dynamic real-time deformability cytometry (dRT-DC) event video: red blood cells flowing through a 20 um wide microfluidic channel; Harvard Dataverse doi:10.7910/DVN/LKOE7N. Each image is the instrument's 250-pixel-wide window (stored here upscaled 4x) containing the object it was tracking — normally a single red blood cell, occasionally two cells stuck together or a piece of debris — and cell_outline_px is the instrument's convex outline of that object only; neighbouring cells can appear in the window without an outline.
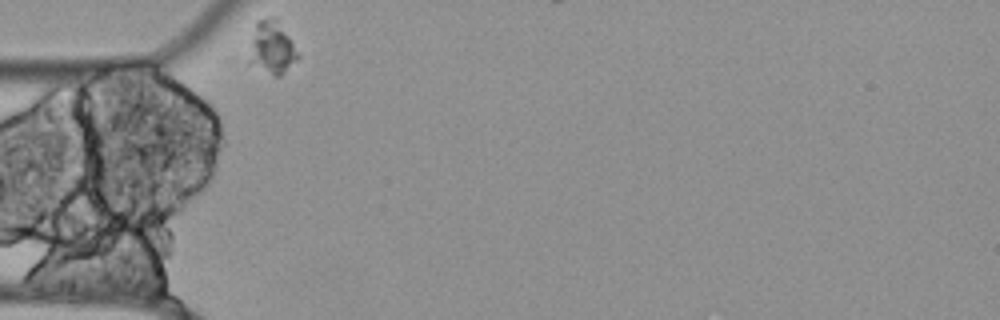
{"species": "Egyptian fruit bat (a non-hibernating species)", "species_latin": "Rousettus aegyptiacus", "temperature_condition": "cold", "stored_images_in_passage": 10, "camera_frame_rate_fps": 3000, "um_per_image_px": 0.085, "animal": {"sex": "female"}, "frame": {"image": 1, "passage_image": 1, "time_ms": 0.0, "image_size_px": [1000, 320], "cell_outline_px": [[300, 56], [280, 76], [276, 76], [248, 64], [252, 36], [256, 20], [264, 16], [276, 16]], "centroid_in_image_um": [23.08, 4.0], "position_along_channel_um": 61.9, "area_um2": 14.97}}
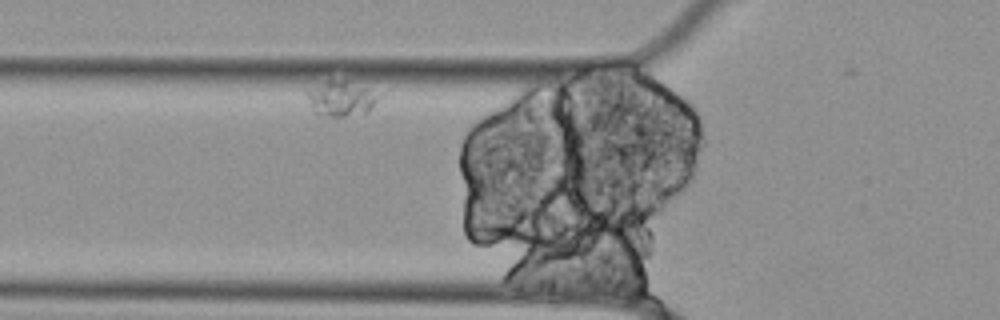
{"frame": {"image": 2, "passage_image": 6, "time_ms": 1.667, "image_size_px": [1000, 320], "cell_outline_px": [[380, 96], [372, 108], [368, 112], [344, 116], [320, 116], [316, 112], [308, 100], [308, 92], [328, 80], [344, 80], [368, 88]], "centroid_in_image_um": [29.04, 8.39], "position_along_channel_um": 96.8, "area_um2": 14.16}}